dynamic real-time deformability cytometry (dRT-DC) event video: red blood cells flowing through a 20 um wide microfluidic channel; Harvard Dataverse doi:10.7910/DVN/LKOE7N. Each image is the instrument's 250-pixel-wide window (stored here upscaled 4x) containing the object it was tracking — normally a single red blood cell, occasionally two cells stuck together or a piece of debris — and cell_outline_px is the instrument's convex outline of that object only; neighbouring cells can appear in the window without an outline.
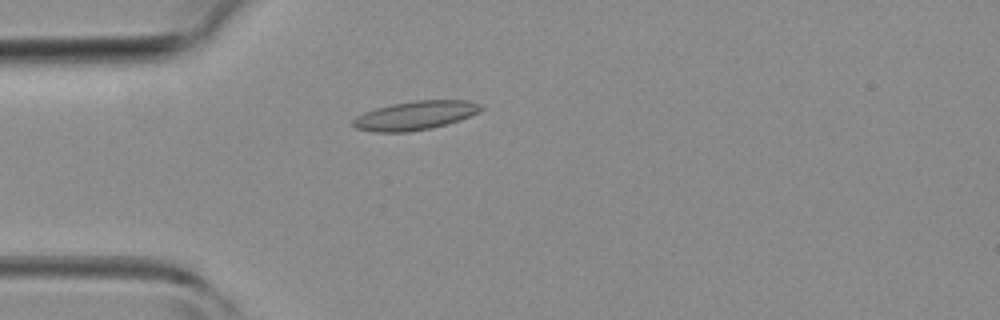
{"species": "common noctule bat (a hibernating species)", "species_latin": "Nyctalus noctula", "temperature_condition": "room temperature", "stored_images_in_passage": 39, "camera_frame_rate_fps": 3000, "um_per_image_px": 0.085, "animal": {"sex": "female", "body_mass_g": 19.3, "forearm_length_mm": 54.1}, "frame": {"image": 1, "passage_image": 7, "time_ms": 2.0, "image_size_px": [1000, 320], "cell_outline_px": [[484, 108], [460, 120], [448, 124], [432, 128], [408, 132], [376, 132], [356, 128], [352, 124], [352, 120], [356, 116], [364, 112], [376, 108], [392, 104], [416, 100], [468, 100], [480, 104]], "centroid_in_image_um": [35.28, 9.81], "position_along_channel_um": 49.7, "area_um2": 21.44}}
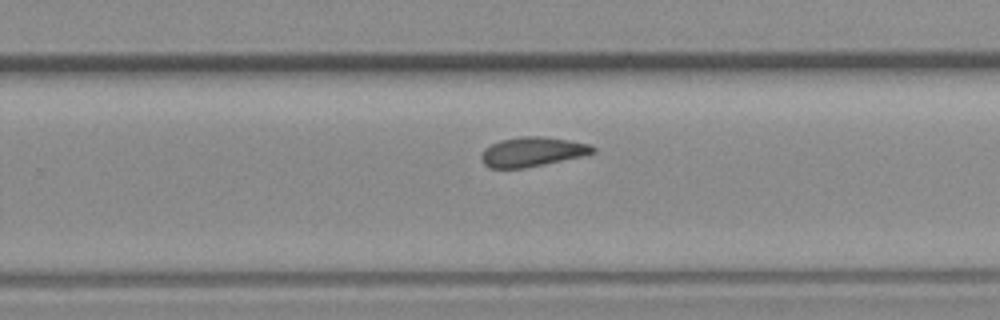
{"frame": {"image": 2, "passage_image": 23, "time_ms": 7.333, "image_size_px": [1000, 320], "cell_outline_px": [[596, 152], [584, 156], [524, 168], [488, 168], [480, 160], [480, 156], [484, 148], [500, 140], [524, 136], [544, 136], [568, 140], [588, 144], [596, 148]], "centroid_in_image_um": [45.23, 12.91], "position_along_channel_um": 284.6, "area_um2": 19.25}}
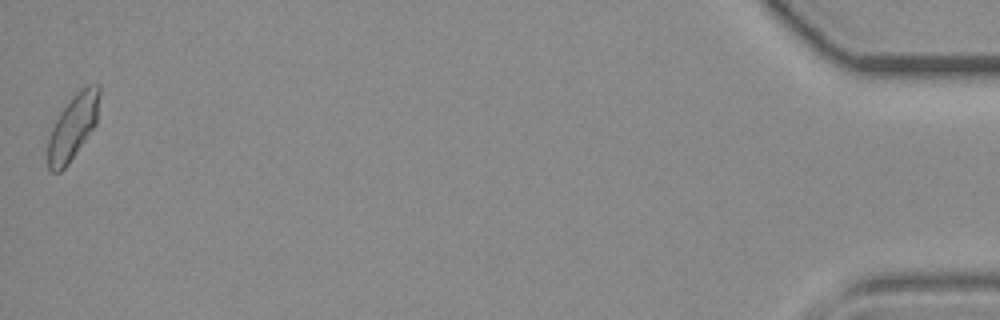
{"frame": {"image": 3, "passage_image": 39, "time_ms": 12.667, "image_size_px": [1000, 320], "cell_outline_px": [[100, 92], [96, 124], [68, 164], [60, 172], [52, 172], [48, 168], [48, 140], [52, 128], [60, 112], [72, 96], [88, 84], [100, 84]], "centroid_in_image_um": [6.2, 10.78], "position_along_channel_um": 429.0, "area_um2": 19.31}}